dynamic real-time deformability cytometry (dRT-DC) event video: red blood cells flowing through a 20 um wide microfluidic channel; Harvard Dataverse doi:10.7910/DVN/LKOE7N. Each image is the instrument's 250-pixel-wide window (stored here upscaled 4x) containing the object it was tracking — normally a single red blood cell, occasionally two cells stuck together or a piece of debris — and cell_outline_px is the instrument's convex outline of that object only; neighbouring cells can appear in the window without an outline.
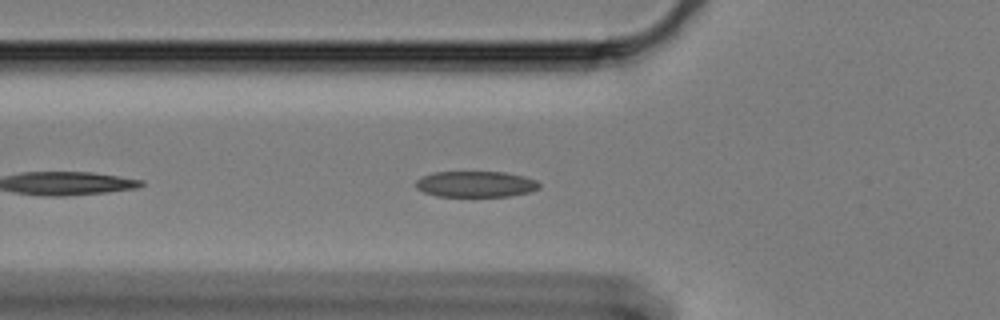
{"species": "Egyptian fruit bat (a non-hibernating species)", "species_latin": "Rousettus aegyptiacus", "temperature_condition": "cold", "stored_images_in_passage": 44, "camera_frame_rate_fps": 3000, "um_per_image_px": 0.085, "animal": {"sex": "female"}, "frame": {"image": 1, "passage_image": 7, "time_ms": 2.0, "image_size_px": [1000, 320], "cell_outline_px": [[540, 188], [532, 192], [508, 196], [436, 196], [424, 192], [416, 188], [416, 180], [420, 176], [432, 172], [504, 172], [524, 176], [536, 180], [540, 184]], "centroid_in_image_um": [40.43, 15.65], "position_along_channel_um": 85.4, "area_um2": 18.84}}